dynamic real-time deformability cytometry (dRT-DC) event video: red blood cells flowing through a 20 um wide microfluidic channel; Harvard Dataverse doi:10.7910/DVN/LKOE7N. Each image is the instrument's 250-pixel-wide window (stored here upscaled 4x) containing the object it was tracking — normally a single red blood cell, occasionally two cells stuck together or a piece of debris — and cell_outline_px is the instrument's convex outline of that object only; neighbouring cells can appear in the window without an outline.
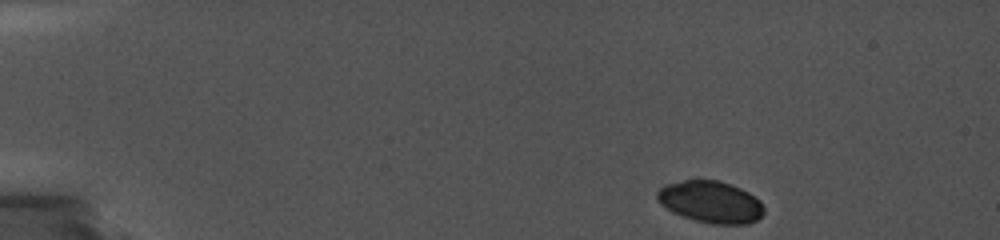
{"species": "common noctule bat (a hibernating species)", "species_latin": "Nyctalus noctula", "temperature_condition": "cold", "stored_images_in_passage": 28, "camera_frame_rate_fps": 5000, "um_per_image_px": 0.085, "animal": {"sex": "female", "body_mass_g": 19.0, "forearm_length_mm": 56.7}, "frame": {"image": 1, "passage_image": 1, "time_ms": 0.0, "image_size_px": [1000, 240], "cell_outline_px": [[764, 212], [756, 220], [748, 224], [712, 224], [696, 220], [672, 212], [660, 204], [656, 196], [656, 192], [660, 188], [668, 184], [684, 180], [720, 180], [732, 184], [748, 192], [760, 200], [764, 208]], "centroid_in_image_um": [60.42, 17.16], "position_along_channel_um": 24.6, "area_um2": 26.01}}
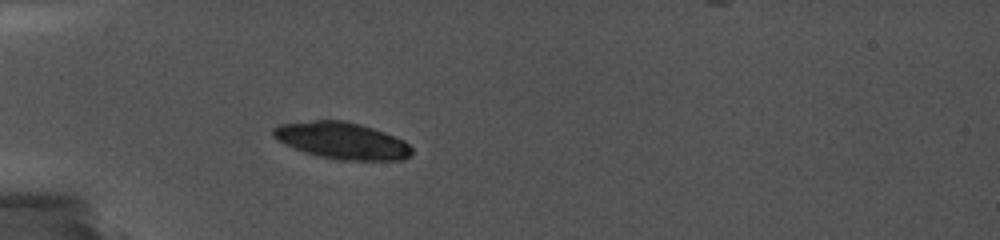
{"frame": {"image": 2, "passage_image": 21, "time_ms": 3.4, "image_size_px": [1000, 240], "cell_outline_px": [[412, 156], [404, 160], [336, 160], [304, 152], [284, 144], [276, 140], [272, 136], [272, 128], [280, 124], [316, 120], [344, 120], [360, 124], [384, 132], [404, 140], [412, 148]], "centroid_in_image_um": [29.07, 11.96], "position_along_channel_um": 55.9, "area_um2": 29.82}}